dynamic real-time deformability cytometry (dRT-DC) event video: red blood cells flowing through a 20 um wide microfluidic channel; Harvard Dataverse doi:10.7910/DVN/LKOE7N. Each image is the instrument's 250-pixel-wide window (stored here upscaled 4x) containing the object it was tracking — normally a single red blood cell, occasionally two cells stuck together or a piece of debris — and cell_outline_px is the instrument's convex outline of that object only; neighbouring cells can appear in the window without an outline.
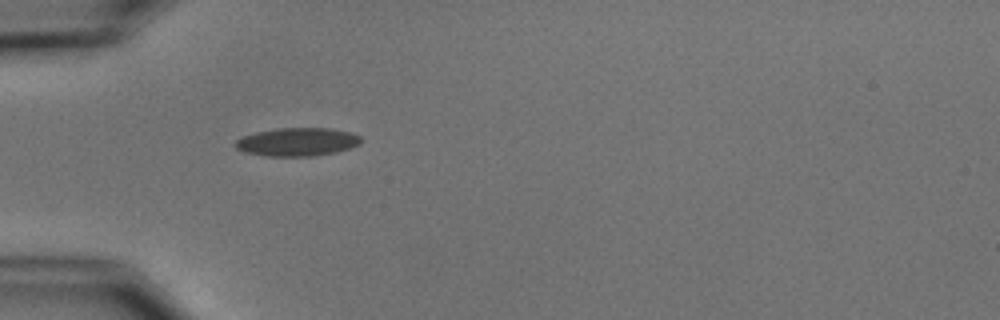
{"species": "common noctule bat (a hibernating species)", "species_latin": "Nyctalus noctula", "temperature_condition": "cold", "stored_images_in_passage": 7, "camera_frame_rate_fps": 3000, "um_per_image_px": 0.085, "animal": {"sex": "male", "body_mass_g": 15.6}, "frame": {"image": 1, "passage_image": 1, "time_ms": 0.0, "image_size_px": [1000, 320], "cell_outline_px": [[364, 140], [360, 144], [336, 152], [312, 156], [268, 156], [244, 152], [236, 148], [232, 144], [236, 140], [244, 136], [256, 132], [276, 128], [328, 128], [352, 132], [360, 136]], "centroid_in_image_um": [25.28, 12.06], "position_along_channel_um": 59.7, "area_um2": 20.81}}